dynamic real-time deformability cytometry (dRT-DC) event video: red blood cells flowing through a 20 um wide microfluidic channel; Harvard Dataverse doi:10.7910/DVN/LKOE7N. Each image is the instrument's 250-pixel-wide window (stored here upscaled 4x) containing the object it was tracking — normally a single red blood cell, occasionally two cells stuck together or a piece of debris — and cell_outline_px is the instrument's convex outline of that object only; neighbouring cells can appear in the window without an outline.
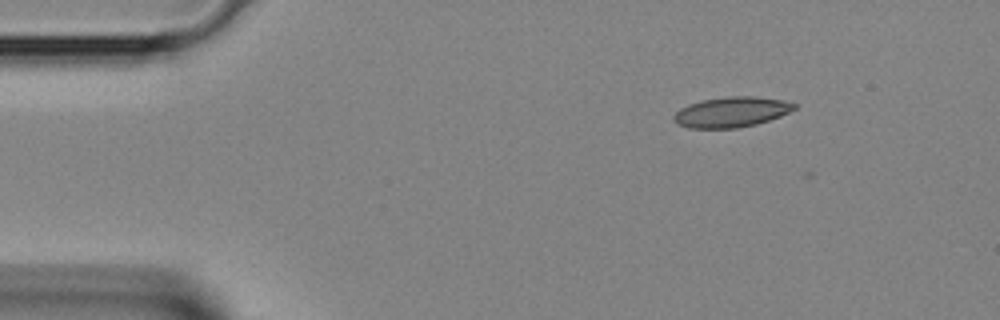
{"species": "Egyptian fruit bat (a non-hibernating species)", "species_latin": "Rousettus aegyptiacus", "temperature_condition": "room temperature", "stored_images_in_passage": 2, "camera_frame_rate_fps": 3000, "um_per_image_px": 0.085, "animal": {"sex": "female"}, "frame": {"image": 1, "passage_image": 1, "time_ms": 0.0, "image_size_px": [1000, 320], "cell_outline_px": [[796, 108], [780, 116], [756, 124], [736, 128], [688, 128], [676, 124], [672, 120], [672, 116], [680, 108], [688, 104], [704, 100], [728, 96], [756, 96], [784, 100], [796, 104]], "centroid_in_image_um": [62.13, 9.52], "position_along_channel_um": 22.9, "area_um2": 21.33}}